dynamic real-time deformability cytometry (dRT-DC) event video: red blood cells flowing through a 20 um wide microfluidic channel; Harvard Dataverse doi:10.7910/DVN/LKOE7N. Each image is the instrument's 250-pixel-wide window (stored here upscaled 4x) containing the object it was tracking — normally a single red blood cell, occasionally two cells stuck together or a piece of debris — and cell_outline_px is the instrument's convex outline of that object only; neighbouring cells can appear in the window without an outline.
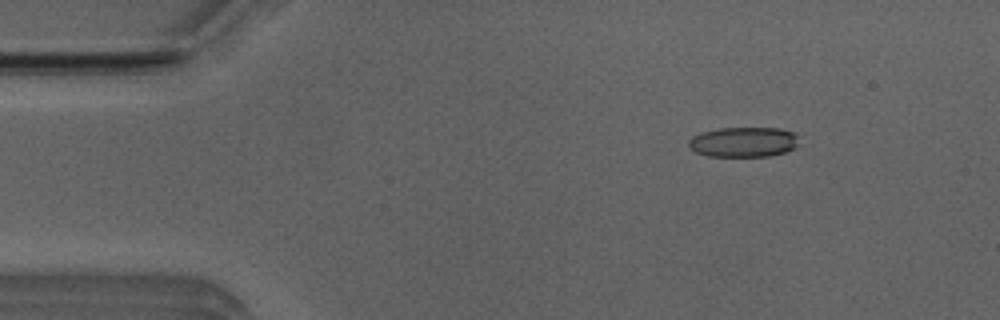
{"species": "Egyptian fruit bat (a non-hibernating species)", "species_latin": "Rousettus aegyptiacus", "temperature_condition": "room temperature", "stored_images_in_passage": 51, "camera_frame_rate_fps": 3000, "um_per_image_px": 0.085, "animal": {"sex": "male"}, "frame": {"image": 1, "passage_image": 7, "time_ms": 2.0, "image_size_px": [1000, 320], "cell_outline_px": [[796, 148], [784, 152], [768, 156], [708, 156], [696, 152], [688, 148], [688, 140], [692, 136], [704, 132], [720, 128], [780, 128], [792, 132], [796, 136]], "centroid_in_image_um": [63.16, 12.07], "position_along_channel_um": 21.8, "area_um2": 19.19}}
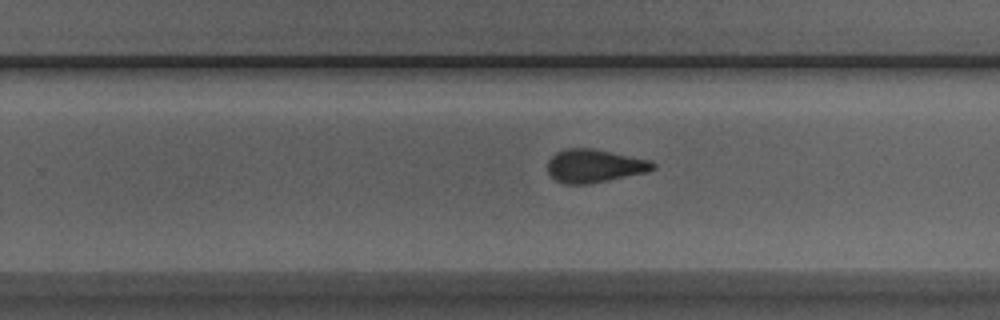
{"frame": {"image": 2, "passage_image": 32, "time_ms": 10.333, "image_size_px": [1000, 320], "cell_outline_px": [[656, 168], [648, 172], [588, 184], [564, 184], [556, 180], [548, 172], [548, 160], [556, 152], [564, 148], [592, 148], [652, 160], [656, 164]], "centroid_in_image_um": [50.55, 14.09], "position_along_channel_um": 279.3, "area_um2": 20.52}}
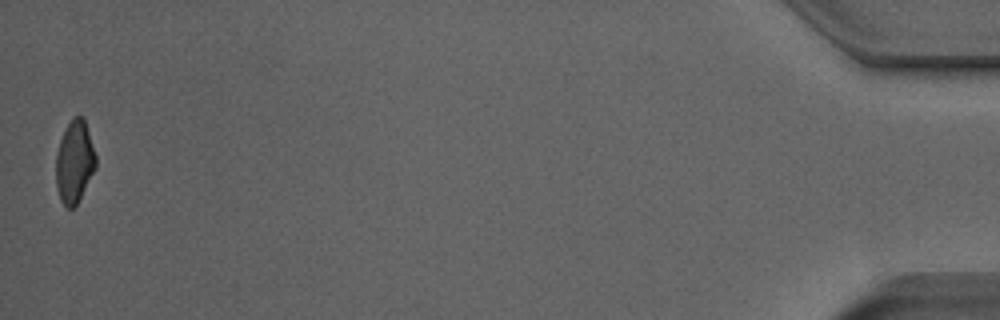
{"frame": {"image": 3, "passage_image": 51, "time_ms": 16.667, "image_size_px": [1000, 320], "cell_outline_px": [[96, 168], [76, 204], [72, 208], [68, 208], [60, 200], [56, 188], [56, 152], [60, 140], [68, 124], [76, 116], [84, 116], [96, 156]], "centroid_in_image_um": [6.33, 13.75], "position_along_channel_um": 428.9, "area_um2": 18.96}, "authors_computed_cell_mechanics": {"area_um2": 20.519, "velocity_mm_per_s": 3.978, "shape_relaxation_time_tau1_ms": 5.3568, "shape_relaxation_time_tau2_ms": 1.8577, "deformation_change_tau1": 0.1601, "deformation_change_tau2": 0.0951}}